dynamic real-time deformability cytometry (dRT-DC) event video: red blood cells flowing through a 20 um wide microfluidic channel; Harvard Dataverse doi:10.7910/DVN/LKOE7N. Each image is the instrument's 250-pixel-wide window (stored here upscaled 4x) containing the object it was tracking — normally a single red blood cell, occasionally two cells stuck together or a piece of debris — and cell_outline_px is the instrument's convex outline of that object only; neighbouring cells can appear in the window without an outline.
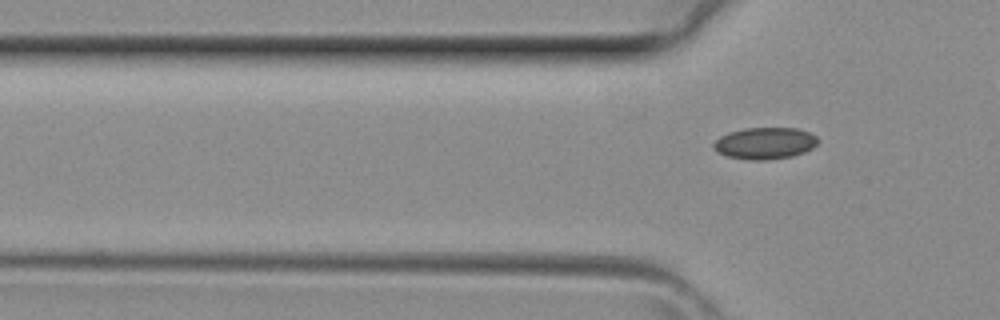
{"species": "common noctule bat (a hibernating species)", "species_latin": "Nyctalus noctula", "temperature_condition": "room temperature", "stored_images_in_passage": 7, "camera_frame_rate_fps": 3000, "um_per_image_px": 0.085, "animal": {"sex": "female", "body_mass_g": 29.2, "forearm_length_mm": 56.3}, "frame": {"image": 1, "passage_image": 7, "time_ms": 2.0, "image_size_px": [1000, 320], "cell_outline_px": [[820, 140], [812, 148], [804, 152], [792, 156], [764, 160], [748, 160], [728, 156], [716, 152], [712, 148], [712, 144], [720, 136], [728, 132], [744, 128], [796, 128], [808, 132], [816, 136]], "centroid_in_image_um": [64.99, 12.17], "position_along_channel_um": 60.8, "area_um2": 19.36}}